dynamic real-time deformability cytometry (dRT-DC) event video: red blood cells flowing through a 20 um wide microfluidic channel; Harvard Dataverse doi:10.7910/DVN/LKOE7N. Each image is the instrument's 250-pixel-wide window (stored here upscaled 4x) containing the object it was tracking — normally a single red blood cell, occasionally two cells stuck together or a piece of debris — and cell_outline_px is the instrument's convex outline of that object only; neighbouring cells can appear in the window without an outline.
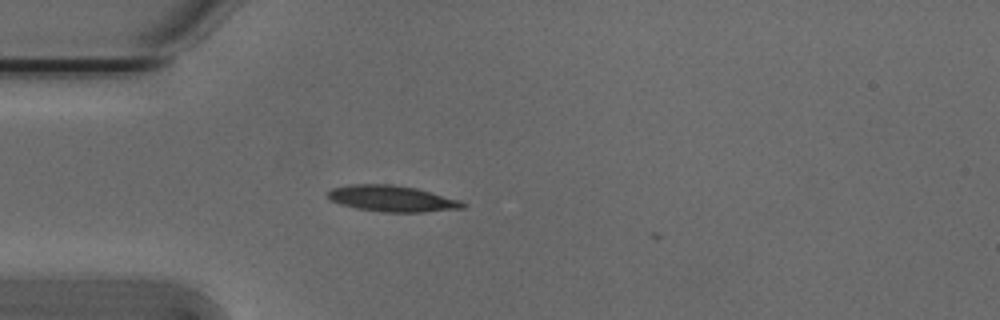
{"species": "Egyptian fruit bat (a non-hibernating species)", "species_latin": "Rousettus aegyptiacus", "temperature_condition": "cold", "stored_images_in_passage": 3, "camera_frame_rate_fps": 3000, "um_per_image_px": 0.085, "animal": {"sex": "male"}, "frame": {"image": 1, "passage_image": 1, "time_ms": 0.0, "image_size_px": [1000, 320], "cell_outline_px": [[468, 204], [464, 208], [424, 212], [384, 212], [356, 208], [340, 204], [328, 200], [328, 192], [332, 188], [348, 184], [392, 184], [416, 188], [460, 200]], "centroid_in_image_um": [33.31, 16.88], "position_along_channel_um": 51.7, "area_um2": 20.63}}